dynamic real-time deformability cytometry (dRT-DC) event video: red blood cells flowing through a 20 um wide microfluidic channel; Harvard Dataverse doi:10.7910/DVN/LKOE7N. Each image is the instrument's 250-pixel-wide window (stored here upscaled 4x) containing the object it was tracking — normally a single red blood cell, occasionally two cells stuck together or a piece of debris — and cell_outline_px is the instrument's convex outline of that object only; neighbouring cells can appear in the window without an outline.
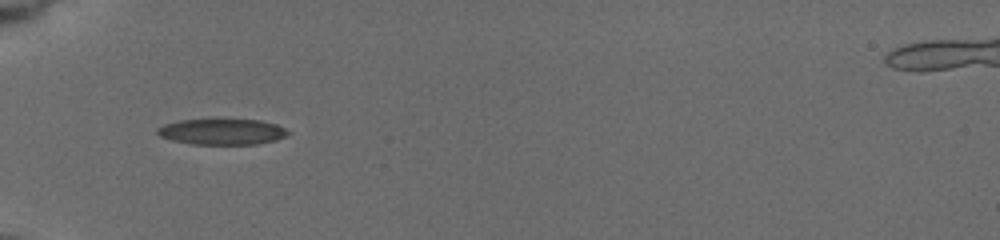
{"species": "common noctule bat (a hibernating species)", "species_latin": "Nyctalus noctula", "temperature_condition": "cold", "stored_images_in_passage": 9, "camera_frame_rate_fps": 3000, "um_per_image_px": 0.085, "animal": {"sex": "female", "body_mass_g": 19.5, "forearm_length_mm": 54.1}, "frame": {"image": 1, "passage_image": 1, "time_ms": 0.0, "image_size_px": [1000, 240], "cell_outline_px": [[292, 132], [288, 136], [276, 140], [256, 144], [192, 144], [172, 140], [160, 136], [156, 132], [156, 128], [164, 124], [180, 120], [260, 120], [276, 124]], "centroid_in_image_um": [18.9, 11.2], "position_along_channel_um": 66.1, "area_um2": 19.65}}
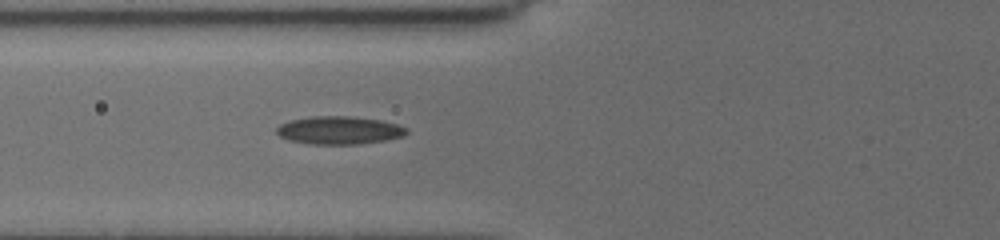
{"frame": {"image": 2, "passage_image": 6, "time_ms": 1.0, "image_size_px": [1000, 240], "cell_outline_px": [[408, 132], [404, 136], [388, 140], [360, 144], [308, 144], [288, 140], [280, 136], [276, 132], [276, 128], [280, 124], [292, 120], [312, 116], [352, 116], [380, 120], [396, 124], [408, 128]], "centroid_in_image_um": [28.85, 11.08], "position_along_channel_um": 96.9, "area_um2": 21.33}}